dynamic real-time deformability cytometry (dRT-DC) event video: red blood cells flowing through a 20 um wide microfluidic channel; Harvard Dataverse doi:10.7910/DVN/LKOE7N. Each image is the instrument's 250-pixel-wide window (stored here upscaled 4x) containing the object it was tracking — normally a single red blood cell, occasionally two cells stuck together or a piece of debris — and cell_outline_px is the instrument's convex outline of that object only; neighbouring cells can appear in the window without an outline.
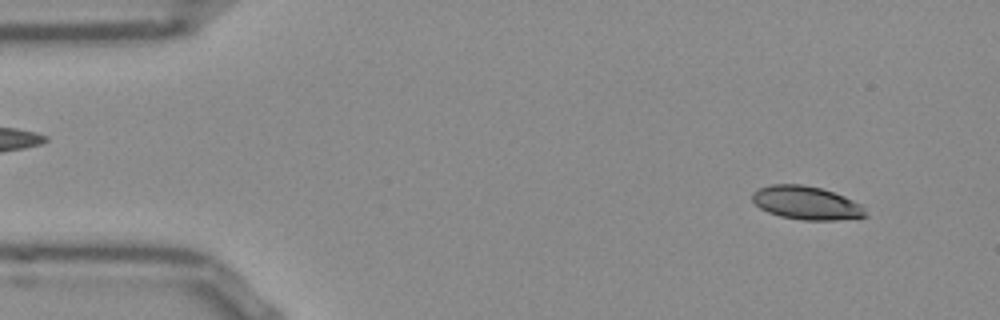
{"species": "Egyptian fruit bat (a non-hibernating species)", "species_latin": "Rousettus aegyptiacus", "temperature_condition": "room temperature", "stored_images_in_passage": 52, "camera_frame_rate_fps": 3000, "um_per_image_px": 0.085, "frame": {"image": 1, "passage_image": 4, "time_ms": 1.0, "image_size_px": [1000, 320], "cell_outline_px": [[868, 216], [836, 220], [804, 220], [780, 216], [768, 212], [760, 208], [752, 200], [752, 192], [760, 188], [772, 184], [800, 184], [820, 188], [844, 196], [860, 204], [864, 208]], "centroid_in_image_um": [68.53, 17.25], "position_along_channel_um": 16.5, "area_um2": 21.85}}
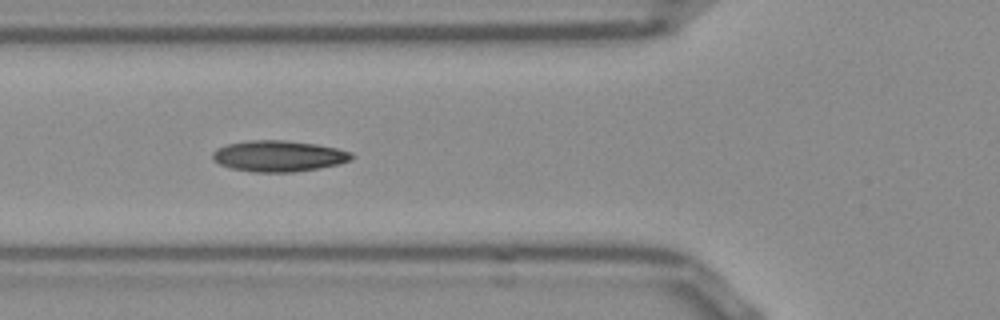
{"frame": {"image": 2, "passage_image": 18, "time_ms": 5.667, "image_size_px": [1000, 320], "cell_outline_px": [[356, 156], [352, 160], [340, 164], [320, 168], [292, 172], [252, 172], [232, 168], [220, 164], [212, 160], [212, 152], [216, 148], [228, 144], [248, 140], [284, 140], [316, 144], [336, 148], [352, 152]], "centroid_in_image_um": [23.71, 13.26], "position_along_channel_um": 102.1, "area_um2": 25.37}}
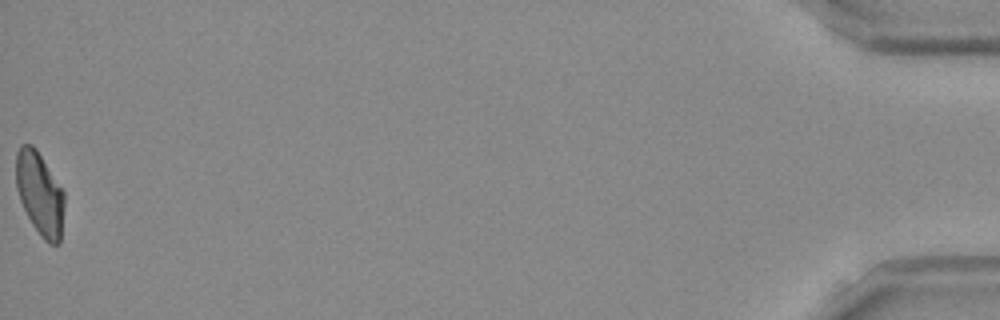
{"frame": {"image": 3, "passage_image": 52, "time_ms": 17.0, "image_size_px": [1000, 320], "cell_outline_px": [[64, 204], [60, 244], [48, 244], [40, 236], [32, 224], [20, 200], [16, 188], [16, 152], [20, 144], [32, 144], [36, 148], [64, 192]], "centroid_in_image_um": [3.37, 16.46], "position_along_channel_um": 431.8, "area_um2": 23.41}, "authors_computed_cell_mechanics": {"area_um2": 23.8425, "velocity_mm_per_s": 3.8411, "shape_relaxation_time_tau1_ms": 6.5081, "shape_relaxation_time_tau2_ms": 2.0519, "deformation_change_tau1": 0.1751, "deformation_change_tau2": 0.0731}}